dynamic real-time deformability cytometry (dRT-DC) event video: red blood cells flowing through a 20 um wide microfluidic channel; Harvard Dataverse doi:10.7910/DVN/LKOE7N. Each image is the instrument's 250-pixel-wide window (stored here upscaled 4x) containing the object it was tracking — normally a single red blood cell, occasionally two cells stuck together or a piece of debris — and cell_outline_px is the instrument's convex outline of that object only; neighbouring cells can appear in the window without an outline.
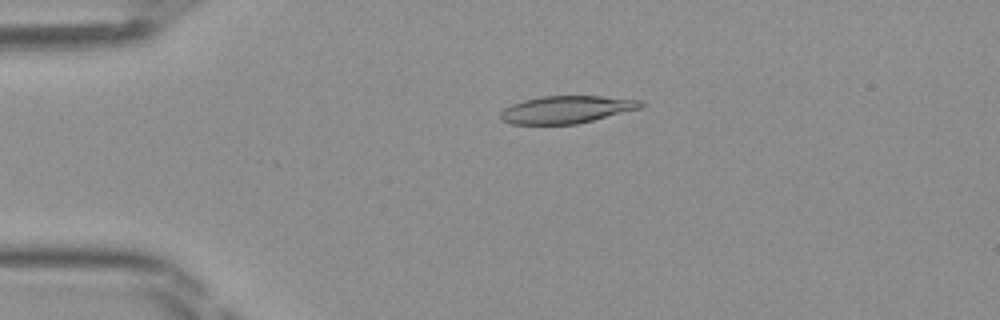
{"species": "Egyptian fruit bat (a non-hibernating species)", "species_latin": "Rousettus aegyptiacus", "temperature_condition": "room temperature", "stored_images_in_passage": 39, "camera_frame_rate_fps": 3000, "um_per_image_px": 0.085, "frame": {"image": 1, "passage_image": 2, "time_ms": 0.333, "image_size_px": [1000, 320], "cell_outline_px": [[644, 108], [576, 124], [512, 124], [500, 120], [500, 112], [504, 108], [512, 104], [524, 100], [544, 96], [600, 96], [644, 100]], "centroid_in_image_um": [48.2, 9.31], "position_along_channel_um": 36.8, "area_um2": 22.6}}
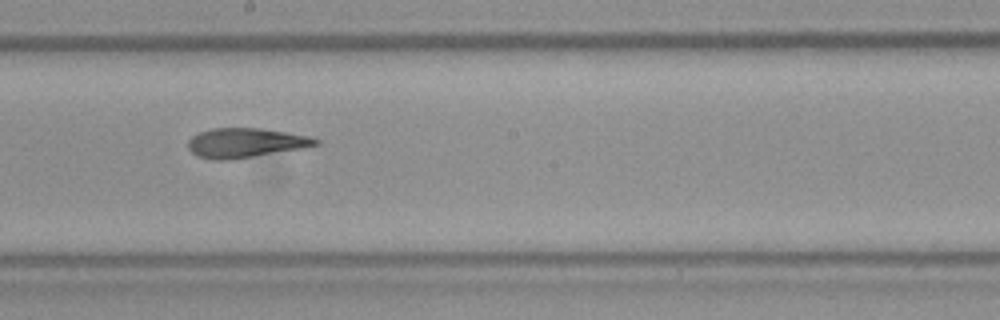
{"frame": {"image": 2, "passage_image": 18, "time_ms": 5.667, "image_size_px": [1000, 320], "cell_outline_px": [[320, 144], [300, 148], [228, 160], [216, 160], [196, 156], [188, 148], [188, 140], [192, 136], [200, 132], [212, 128], [260, 128], [288, 132], [308, 136], [320, 140]], "centroid_in_image_um": [20.83, 12.13], "position_along_channel_um": 227.4, "area_um2": 21.68}}
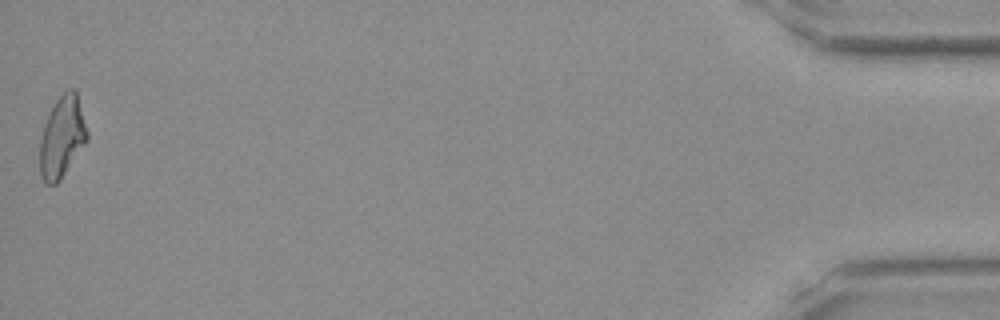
{"frame": {"image": 3, "passage_image": 39, "time_ms": 12.667, "image_size_px": [1000, 320], "cell_outline_px": [[88, 140], [60, 180], [56, 184], [44, 184], [40, 176], [40, 136], [44, 124], [56, 100], [68, 88], [76, 88], [88, 132]], "centroid_in_image_um": [5.28, 11.65], "position_along_channel_um": 429.9, "area_um2": 22.54}}